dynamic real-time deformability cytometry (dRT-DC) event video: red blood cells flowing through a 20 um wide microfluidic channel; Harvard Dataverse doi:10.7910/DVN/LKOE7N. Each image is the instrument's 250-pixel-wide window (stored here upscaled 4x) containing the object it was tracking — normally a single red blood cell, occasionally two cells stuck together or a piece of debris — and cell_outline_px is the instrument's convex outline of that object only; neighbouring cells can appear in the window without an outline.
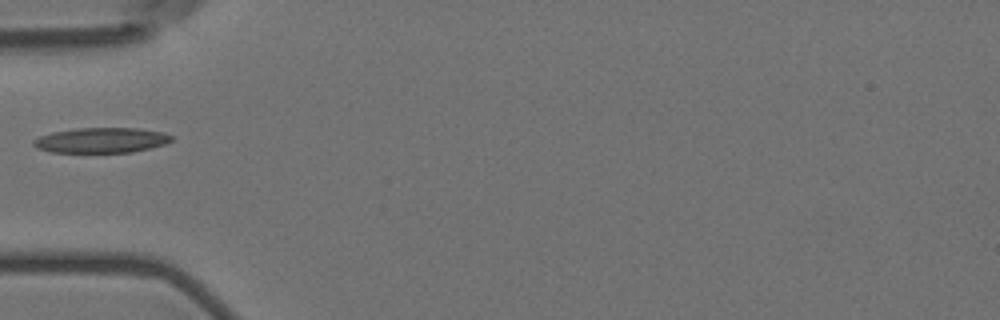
{"species": "Egyptian fruit bat (a non-hibernating species)", "species_latin": "Rousettus aegyptiacus", "temperature_condition": "room temperature", "stored_images_in_passage": 6, "camera_frame_rate_fps": 3000, "um_per_image_px": 0.085, "animal": {"sex": "female"}, "frame": {"image": 1, "passage_image": 5, "time_ms": 1.333, "image_size_px": [1000, 320], "cell_outline_px": [[172, 140], [164, 144], [132, 152], [52, 152], [36, 148], [32, 144], [32, 140], [40, 136], [52, 132], [76, 128], [136, 128], [164, 132], [172, 136]], "centroid_in_image_um": [8.58, 11.91], "position_along_channel_um": 76.4, "area_um2": 20.17}}
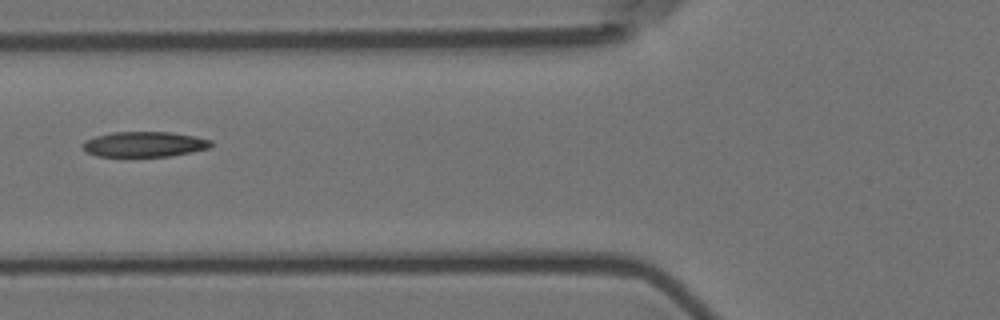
{"frame": {"image": 2, "passage_image": 6, "time_ms": 1.667, "image_size_px": [1000, 320], "cell_outline_px": [[212, 144], [208, 148], [172, 156], [96, 156], [88, 152], [84, 148], [84, 140], [96, 136], [112, 132], [172, 132], [196, 136], [212, 140]], "centroid_in_image_um": [12.3, 12.25], "position_along_channel_um": 113.5, "area_um2": 18.79}}